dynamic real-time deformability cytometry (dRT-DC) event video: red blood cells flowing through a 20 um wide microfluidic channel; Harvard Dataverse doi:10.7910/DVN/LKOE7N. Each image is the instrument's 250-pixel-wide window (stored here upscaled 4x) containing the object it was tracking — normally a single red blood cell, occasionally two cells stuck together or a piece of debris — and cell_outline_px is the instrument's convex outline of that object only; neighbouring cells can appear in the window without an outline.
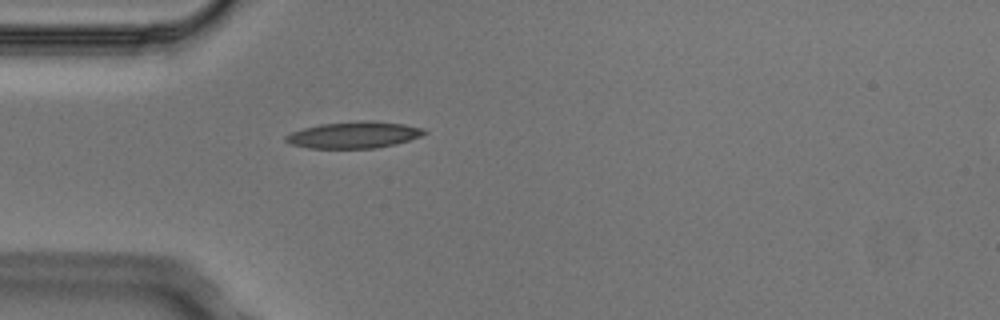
{"species": "Egyptian fruit bat (a non-hibernating species)", "species_latin": "Rousettus aegyptiacus", "temperature_condition": "cold", "stored_images_in_passage": 5, "camera_frame_rate_fps": 3000, "um_per_image_px": 0.085, "animal": {"sex": "male"}, "frame": {"image": 1, "passage_image": 5, "time_ms": 1.333, "image_size_px": [1000, 320], "cell_outline_px": [[428, 132], [420, 136], [396, 144], [376, 148], [308, 148], [288, 144], [284, 140], [284, 136], [292, 132], [304, 128], [320, 124], [364, 120], [404, 124], [424, 128]], "centroid_in_image_um": [30.06, 11.47], "position_along_channel_um": 54.9, "area_um2": 21.44}}